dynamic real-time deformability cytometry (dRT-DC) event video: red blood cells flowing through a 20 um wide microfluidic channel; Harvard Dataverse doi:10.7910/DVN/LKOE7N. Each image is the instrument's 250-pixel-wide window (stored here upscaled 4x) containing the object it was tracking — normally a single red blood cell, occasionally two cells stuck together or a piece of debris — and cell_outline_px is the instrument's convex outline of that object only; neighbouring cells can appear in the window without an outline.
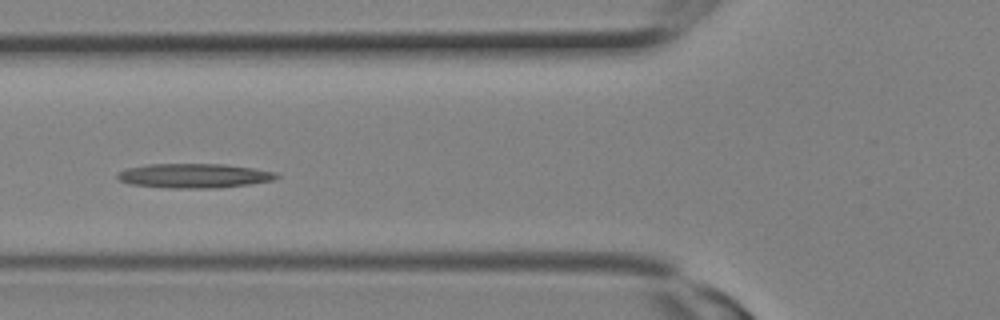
{"species": "Egyptian fruit bat (a non-hibernating species)", "species_latin": "Rousettus aegyptiacus", "temperature_condition": "room temperature", "stored_images_in_passage": 12, "camera_frame_rate_fps": 3000, "um_per_image_px": 0.085, "animal": {"sex": "female"}, "frame": {"image": 1, "passage_image": 10, "time_ms": 3.0, "image_size_px": [1000, 320], "cell_outline_px": [[280, 176], [272, 180], [252, 184], [216, 188], [168, 188], [132, 184], [120, 180], [116, 176], [116, 172], [128, 168], [148, 164], [224, 164], [252, 168], [276, 172]], "centroid_in_image_um": [16.5, 14.94], "position_along_channel_um": 109.3, "area_um2": 22.6}}